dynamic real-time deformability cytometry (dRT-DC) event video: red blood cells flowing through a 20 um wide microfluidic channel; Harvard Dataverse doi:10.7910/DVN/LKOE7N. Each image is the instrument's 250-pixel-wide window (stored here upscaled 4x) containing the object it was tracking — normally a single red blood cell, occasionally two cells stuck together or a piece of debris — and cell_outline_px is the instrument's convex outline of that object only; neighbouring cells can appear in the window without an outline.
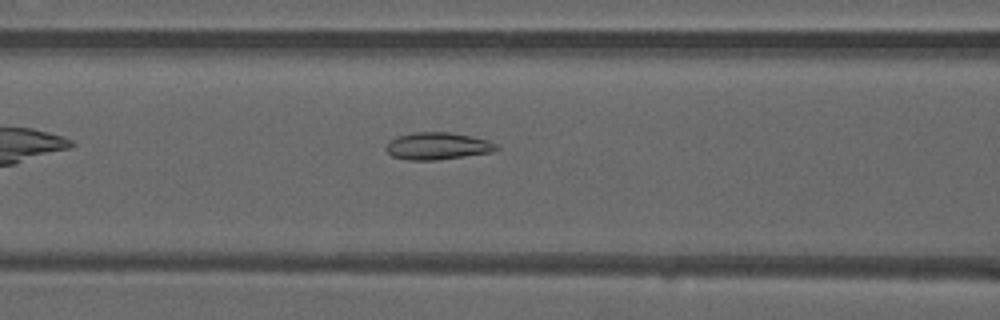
{"species": "common noctule bat (a hibernating species)", "species_latin": "Nyctalus noctula", "temperature_condition": "warm", "stored_images_in_passage": 35, "camera_frame_rate_fps": 3000, "um_per_image_px": 0.085, "animal": {"sex": "male", "forearm_length_mm": 52.5}, "frame": {"image": 1, "passage_image": 6, "time_ms": 1.667, "image_size_px": [1000, 320], "cell_outline_px": [[500, 148], [492, 152], [436, 160], [408, 160], [392, 156], [384, 148], [396, 136], [416, 132], [448, 132], [488, 140], [496, 144]], "centroid_in_image_um": [37.18, 12.42], "position_along_channel_um": 129.4, "area_um2": 17.28}}
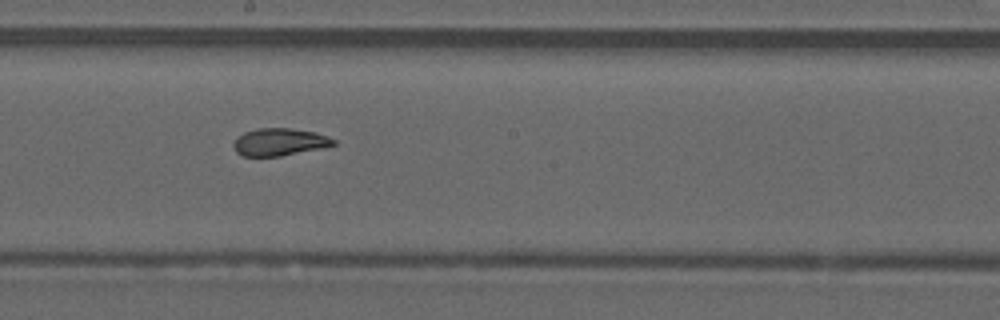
{"frame": {"image": 2, "passage_image": 13, "time_ms": 4.0, "image_size_px": [1000, 320], "cell_outline_px": [[336, 144], [328, 148], [280, 156], [240, 156], [236, 152], [232, 144], [244, 132], [256, 128], [292, 128], [316, 132], [328, 136], [336, 140]], "centroid_in_image_um": [23.82, 12.07], "position_along_channel_um": 224.4, "area_um2": 16.3}}
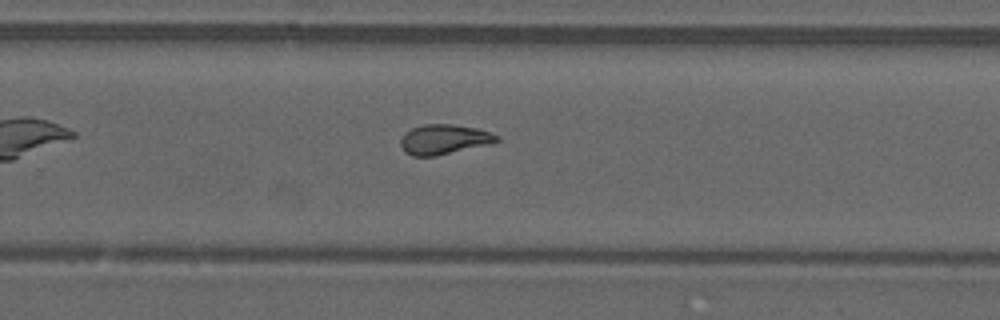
{"frame": {"image": 3, "passage_image": 18, "time_ms": 5.667, "image_size_px": [1000, 320], "cell_outline_px": [[500, 140], [492, 144], [436, 156], [412, 156], [404, 152], [400, 144], [400, 140], [412, 128], [424, 124], [452, 124], [476, 128], [500, 136]], "centroid_in_image_um": [37.77, 11.86], "position_along_channel_um": 292.0, "area_um2": 16.76}, "authors_computed_cell_mechanics": {"area_um2": 16.762, "velocity_mm_per_s": 4.0877, "shape_relaxation_time_tau1_ms": null, "shape_relaxation_time_tau2_ms": 1.2793, "deformation_change_tau1": null, "deformation_change_tau2": 0.0742}}